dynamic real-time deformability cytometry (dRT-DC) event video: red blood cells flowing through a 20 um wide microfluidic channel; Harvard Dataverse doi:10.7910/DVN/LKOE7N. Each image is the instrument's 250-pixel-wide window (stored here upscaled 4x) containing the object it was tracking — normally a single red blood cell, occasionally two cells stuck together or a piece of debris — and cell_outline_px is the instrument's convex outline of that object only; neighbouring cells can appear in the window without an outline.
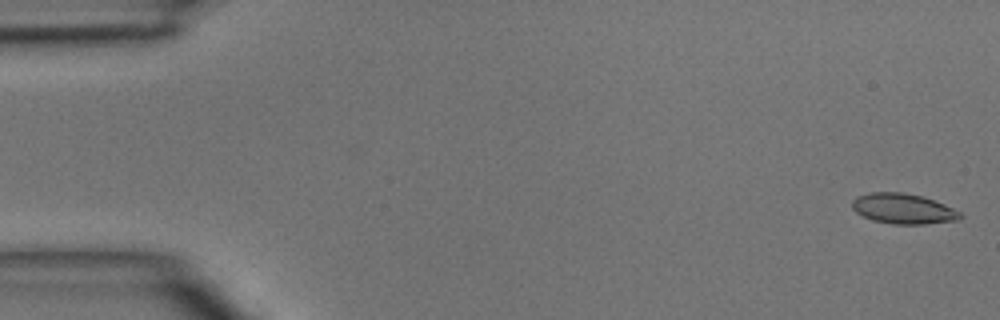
{"species": "common noctule bat (a hibernating species)", "species_latin": "Nyctalus noctula", "temperature_condition": "room temperature", "stored_images_in_passage": 28, "camera_frame_rate_fps": 3000, "um_per_image_px": 0.085, "animal": {"sex": "male", "body_mass_g": 15.6}, "frame": {"image": 1, "passage_image": 1, "time_ms": 0.0, "image_size_px": [1000, 320], "cell_outline_px": [[964, 216], [960, 220], [924, 224], [892, 224], [872, 220], [856, 212], [852, 208], [852, 200], [856, 196], [872, 192], [900, 192], [924, 196], [944, 204], [960, 212]], "centroid_in_image_um": [76.78, 17.74], "position_along_channel_um": 8.2, "area_um2": 19.19}}
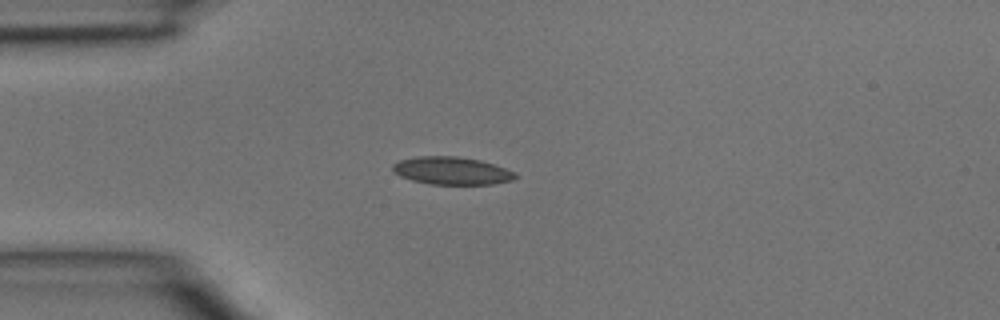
{"frame": {"image": 2, "passage_image": 12, "time_ms": 3.667, "image_size_px": [1000, 320], "cell_outline_px": [[520, 176], [512, 180], [492, 184], [428, 184], [412, 180], [400, 176], [392, 168], [392, 164], [400, 160], [416, 156], [456, 156], [480, 160], [516, 172]], "centroid_in_image_um": [38.41, 14.51], "position_along_channel_um": 46.6, "area_um2": 19.77}}
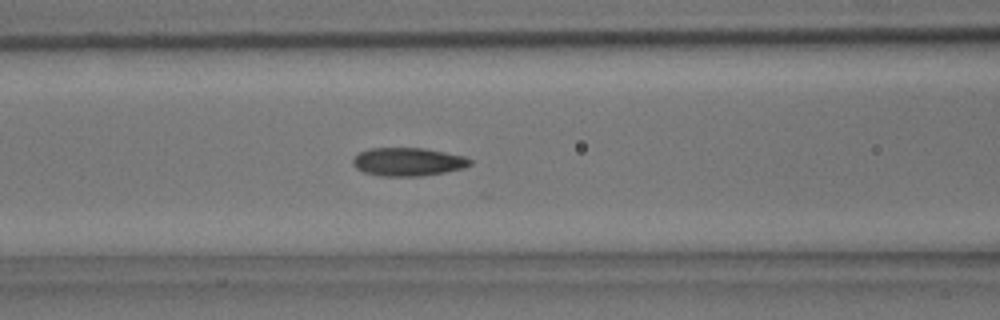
{"frame": {"image": 3, "passage_image": 19, "time_ms": 6.0, "image_size_px": [1000, 320], "cell_outline_px": [[472, 164], [464, 168], [444, 172], [420, 176], [380, 176], [364, 172], [356, 168], [352, 164], [352, 160], [360, 152], [372, 148], [424, 148], [464, 156], [472, 160]], "centroid_in_image_um": [34.68, 13.76], "position_along_channel_um": 131.9, "area_um2": 19.25}}